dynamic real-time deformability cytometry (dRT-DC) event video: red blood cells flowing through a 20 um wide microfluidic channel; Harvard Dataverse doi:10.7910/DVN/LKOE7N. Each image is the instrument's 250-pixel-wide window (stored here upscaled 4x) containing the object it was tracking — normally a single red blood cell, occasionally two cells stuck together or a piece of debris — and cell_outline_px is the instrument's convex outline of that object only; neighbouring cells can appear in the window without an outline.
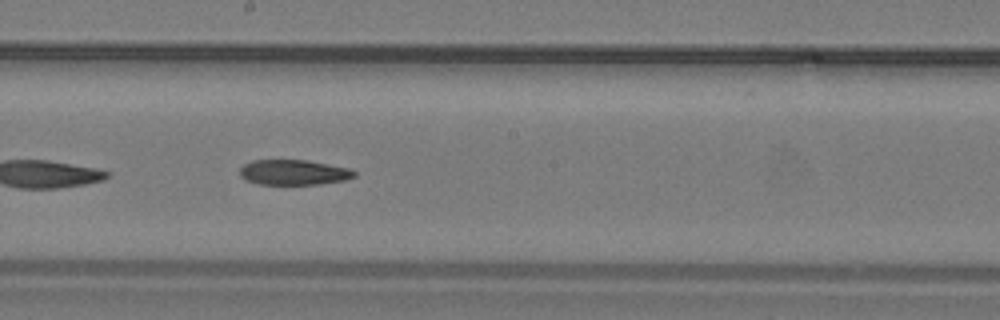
{"species": "common noctule bat (a hibernating species)", "species_latin": "Nyctalus noctula", "temperature_condition": "warm", "stored_images_in_passage": 16, "camera_frame_rate_fps": 3000, "um_per_image_px": 0.085, "animal": {"sex": "male", "body_mass_g": 19.2, "forearm_length_mm": 51.8}, "frame": {"image": 1, "passage_image": 12, "time_ms": 3.667, "image_size_px": [1000, 320], "cell_outline_px": [[356, 176], [344, 180], [316, 184], [260, 184], [244, 180], [240, 176], [240, 168], [244, 164], [252, 160], [308, 160], [348, 168], [356, 172]], "centroid_in_image_um": [24.93, 14.64], "position_along_channel_um": 223.3, "area_um2": 16.76}}
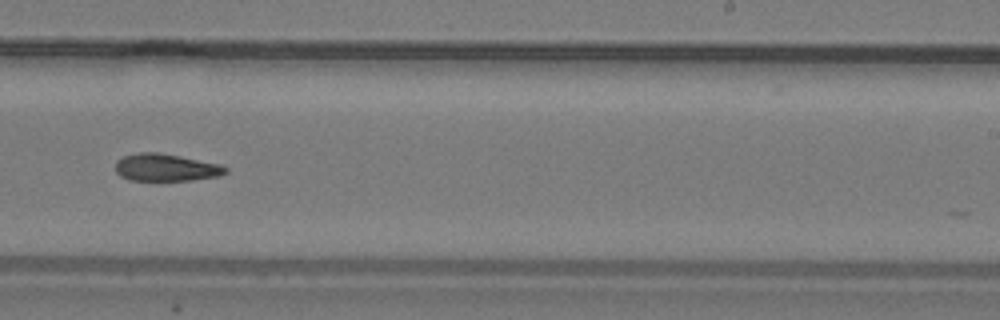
{"frame": {"image": 2, "passage_image": 14, "time_ms": 4.333, "image_size_px": [1000, 320], "cell_outline_px": [[228, 172], [220, 176], [192, 180], [128, 180], [120, 176], [116, 172], [116, 160], [124, 156], [140, 152], [160, 152], [220, 164], [228, 168]], "centroid_in_image_um": [14.11, 14.24], "position_along_channel_um": 274.9, "area_um2": 17.63}}